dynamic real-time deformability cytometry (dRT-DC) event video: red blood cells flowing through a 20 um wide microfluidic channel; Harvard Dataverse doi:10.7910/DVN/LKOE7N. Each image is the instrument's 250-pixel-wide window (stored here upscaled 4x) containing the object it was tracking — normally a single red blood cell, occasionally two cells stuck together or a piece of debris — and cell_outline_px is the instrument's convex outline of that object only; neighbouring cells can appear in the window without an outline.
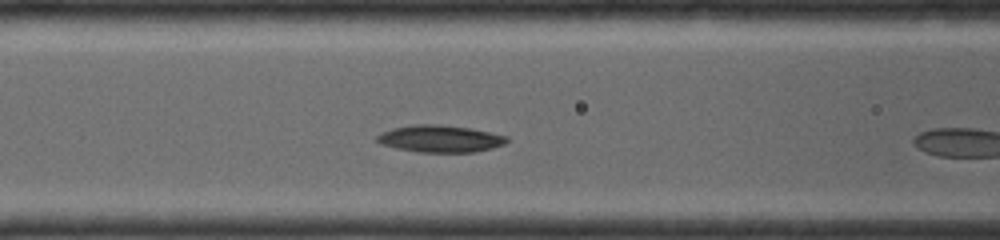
{"species": "common noctule bat (a hibernating species)", "species_latin": "Nyctalus noctula", "temperature_condition": "room temperature", "stored_images_in_passage": 8, "camera_frame_rate_fps": 4000, "um_per_image_px": 0.085, "animal": {"sex": "female", "body_mass_g": 19.0, "forearm_length_mm": 56.7}, "frame": {"image": 1, "passage_image": 6, "time_ms": 2.5, "image_size_px": [1000, 240], "cell_outline_px": [[508, 140], [504, 144], [472, 152], [420, 152], [400, 148], [384, 144], [376, 140], [376, 136], [392, 128], [416, 124], [432, 124], [468, 128], [508, 136]], "centroid_in_image_um": [37.41, 11.79], "position_along_channel_um": 129.2, "area_um2": 19.83}}
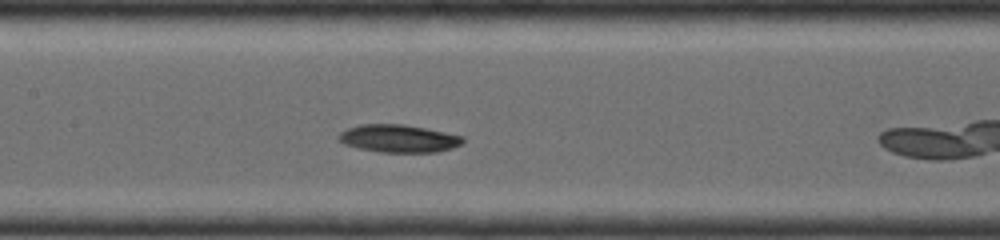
{"frame": {"image": 2, "passage_image": 8, "time_ms": 3.5, "image_size_px": [1000, 240], "cell_outline_px": [[464, 140], [460, 144], [452, 148], [436, 152], [384, 152], [360, 148], [348, 144], [340, 140], [340, 132], [348, 128], [360, 124], [404, 124], [444, 132], [460, 136]], "centroid_in_image_um": [33.9, 11.76], "position_along_channel_um": 173.5, "area_um2": 19.54}}